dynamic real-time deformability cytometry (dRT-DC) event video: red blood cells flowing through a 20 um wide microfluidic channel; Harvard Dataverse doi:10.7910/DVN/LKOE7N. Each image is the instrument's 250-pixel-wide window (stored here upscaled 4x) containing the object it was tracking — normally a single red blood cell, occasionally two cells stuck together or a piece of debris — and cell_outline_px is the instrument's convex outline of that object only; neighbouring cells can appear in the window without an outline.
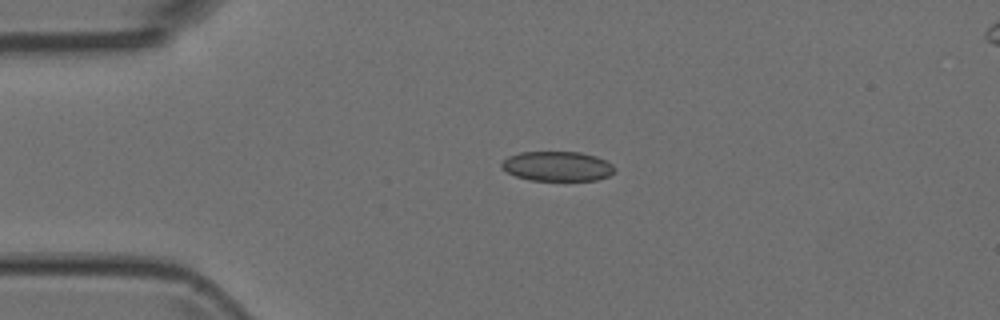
{"species": "Egyptian fruit bat (a non-hibernating species)", "species_latin": "Rousettus aegyptiacus", "temperature_condition": "room temperature", "stored_images_in_passage": 6, "camera_frame_rate_fps": 3000, "um_per_image_px": 0.085, "animal": {"sex": "female"}, "frame": {"image": 1, "passage_image": 4, "time_ms": 1.0, "image_size_px": [1000, 320], "cell_outline_px": [[616, 168], [608, 176], [596, 180], [528, 180], [516, 176], [500, 168], [500, 164], [508, 156], [520, 152], [580, 152], [596, 156], [612, 164]], "centroid_in_image_um": [47.34, 14.13], "position_along_channel_um": 37.7, "area_um2": 19.54}}